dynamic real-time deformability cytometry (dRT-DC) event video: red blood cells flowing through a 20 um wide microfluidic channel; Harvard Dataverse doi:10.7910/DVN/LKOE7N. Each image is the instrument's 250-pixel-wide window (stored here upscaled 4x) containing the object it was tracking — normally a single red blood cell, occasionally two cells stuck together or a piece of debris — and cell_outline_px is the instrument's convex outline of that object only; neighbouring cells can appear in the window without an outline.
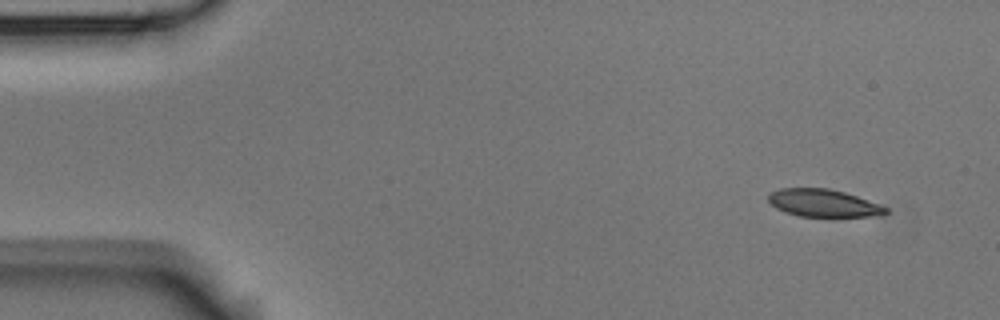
{"species": "Egyptian fruit bat (a non-hibernating species)", "species_latin": "Rousettus aegyptiacus", "temperature_condition": "room temperature", "stored_images_in_passage": 5, "segment_of_instrument_passage": [1, 2], "camera_frame_rate_fps": 3000, "um_per_image_px": 0.085, "animal": {"sex": "male"}, "frame": {"image": 1, "passage_image": 1, "time_ms": 0.0, "image_size_px": [1000, 320], "cell_outline_px": [[888, 212], [884, 216], [800, 216], [784, 212], [776, 208], [768, 200], [768, 196], [772, 192], [780, 188], [828, 188], [844, 192], [880, 204], [888, 208]], "centroid_in_image_um": [70.01, 17.26], "position_along_channel_um": 15.0, "area_um2": 18.79}}
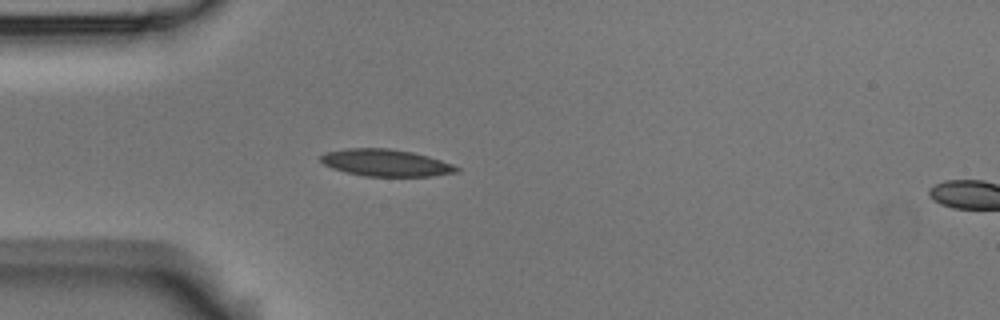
{"frame": {"image": 2, "passage_image": 4, "time_ms": 1.0, "image_size_px": [1000, 320], "cell_outline_px": [[460, 172], [432, 176], [364, 176], [344, 172], [332, 168], [324, 164], [320, 160], [320, 156], [328, 152], [344, 148], [388, 148], [412, 152], [428, 156], [452, 164], [460, 168]], "centroid_in_image_um": [32.8, 13.84], "position_along_channel_um": 52.2, "area_um2": 21.39}}